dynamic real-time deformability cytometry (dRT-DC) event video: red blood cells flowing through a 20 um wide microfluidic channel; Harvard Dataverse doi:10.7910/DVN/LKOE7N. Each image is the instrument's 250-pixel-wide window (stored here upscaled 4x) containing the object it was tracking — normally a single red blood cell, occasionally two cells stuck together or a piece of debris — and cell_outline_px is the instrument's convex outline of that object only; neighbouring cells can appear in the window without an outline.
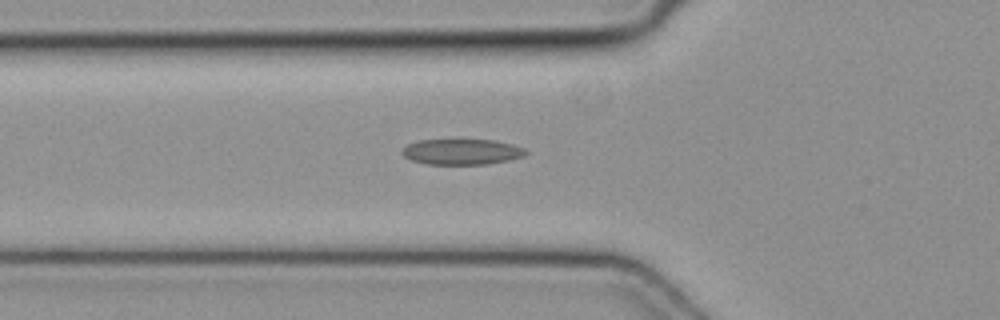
{"species": "common noctule bat (a hibernating species)", "species_latin": "Nyctalus noctula", "temperature_condition": "cold", "stored_images_in_passage": 46, "camera_frame_rate_fps": 3000, "um_per_image_px": 0.085, "animal": {"sex": "female", "body_mass_g": 19.3, "forearm_length_mm": 54.1}, "frame": {"image": 1, "passage_image": 14, "time_ms": 4.333, "image_size_px": [1000, 320], "cell_outline_px": [[528, 152], [524, 156], [508, 160], [484, 164], [428, 164], [412, 160], [404, 156], [400, 152], [408, 144], [420, 140], [456, 136], [496, 140], [512, 144], [524, 148]], "centroid_in_image_um": [39.24, 12.83], "position_along_channel_um": 86.6, "area_um2": 19.42}}
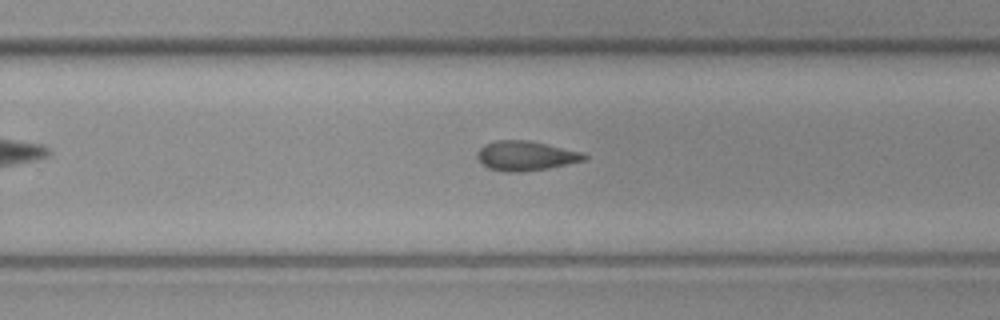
{"frame": {"image": 2, "passage_image": 28, "time_ms": 9.0, "image_size_px": [1000, 320], "cell_outline_px": [[588, 156], [584, 160], [548, 168], [520, 172], [504, 172], [488, 168], [476, 156], [476, 152], [484, 144], [496, 140], [528, 140], [580, 152]], "centroid_in_image_um": [44.62, 13.24], "position_along_channel_um": 285.2, "area_um2": 18.21}}
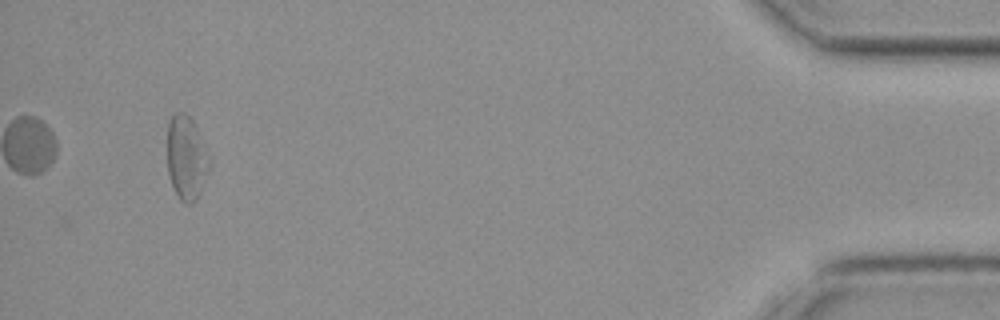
{"frame": {"image": 3, "passage_image": 43, "time_ms": 14.0, "image_size_px": [1000, 320], "cell_outline_px": [[212, 164], [200, 192], [196, 200], [192, 204], [184, 204], [180, 200], [172, 184], [168, 172], [168, 124], [172, 116], [176, 112], [184, 112], [192, 120], [208, 152]], "centroid_in_image_um": [15.87, 13.45], "position_along_channel_um": 419.3, "area_um2": 20.58}}